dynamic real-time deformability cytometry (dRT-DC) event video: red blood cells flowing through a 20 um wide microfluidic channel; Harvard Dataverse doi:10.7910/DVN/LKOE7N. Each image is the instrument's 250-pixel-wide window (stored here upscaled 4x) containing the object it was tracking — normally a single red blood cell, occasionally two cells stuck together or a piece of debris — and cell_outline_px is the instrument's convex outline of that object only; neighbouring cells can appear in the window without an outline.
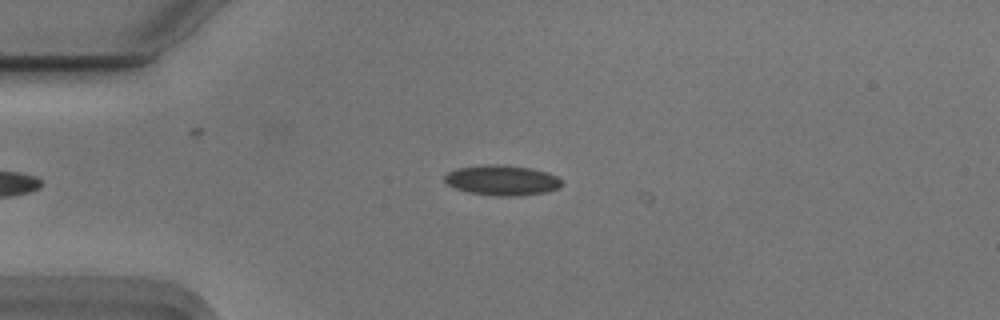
{"species": "Egyptian fruit bat (a non-hibernating species)", "species_latin": "Rousettus aegyptiacus", "temperature_condition": "cold", "stored_images_in_passage": 14, "camera_frame_rate_fps": 3000, "um_per_image_px": 0.085, "animal": {"sex": "male"}, "frame": {"image": 1, "passage_image": 13, "time_ms": 4.0, "image_size_px": [1000, 320], "cell_outline_px": [[560, 184], [556, 188], [544, 192], [520, 196], [496, 196], [468, 192], [456, 188], [448, 184], [444, 180], [444, 176], [448, 172], [456, 168], [480, 164], [504, 164], [532, 168], [556, 176], [560, 180]], "centroid_in_image_um": [42.61, 15.3], "position_along_channel_um": 42.4, "area_um2": 20.58}}